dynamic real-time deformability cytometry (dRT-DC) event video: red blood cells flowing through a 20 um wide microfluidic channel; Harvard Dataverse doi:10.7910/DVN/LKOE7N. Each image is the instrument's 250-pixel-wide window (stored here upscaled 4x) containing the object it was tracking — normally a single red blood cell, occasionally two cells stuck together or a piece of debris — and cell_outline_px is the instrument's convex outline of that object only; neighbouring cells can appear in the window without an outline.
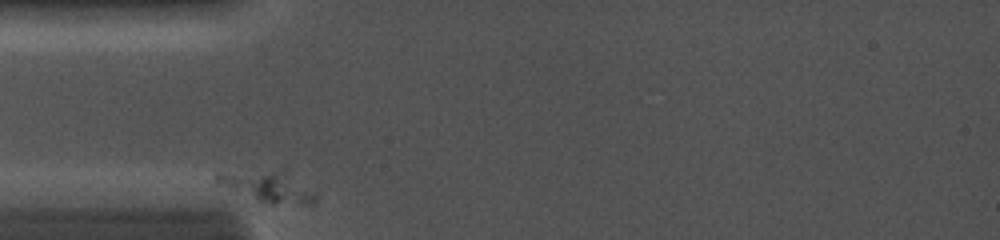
{"species": "common noctule bat (a hibernating species)", "species_latin": "Nyctalus noctula", "temperature_condition": "cold", "stored_images_in_passage": 31, "camera_frame_rate_fps": 5000, "um_per_image_px": 0.085, "animal": {"sex": "female", "body_mass_g": 19.0, "forearm_length_mm": 56.7}, "frame": {"image": 1, "passage_image": 1, "time_ms": 0.0, "image_size_px": [1000, 240], "cell_outline_px": [[320, 196], [312, 204], [272, 204], [260, 200], [212, 180], [212, 176], [216, 172], [284, 168], [316, 192]], "centroid_in_image_um": [22.84, 15.79], "position_along_channel_um": 62.2, "area_um2": 18.15}}
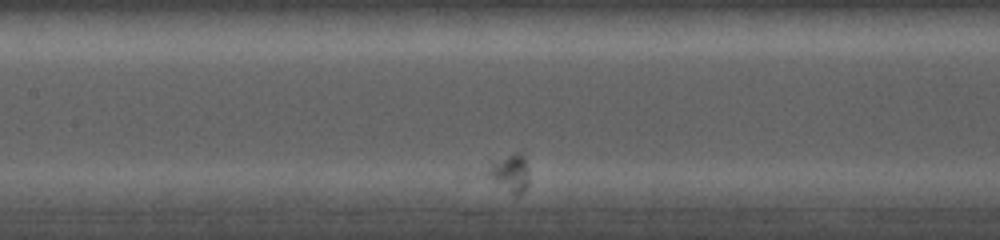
{"frame": {"image": 2, "passage_image": 12, "time_ms": 3.0, "image_size_px": [1000, 240], "cell_outline_px": [[528, 188], [516, 196], [456, 184], [456, 176], [516, 152], [520, 152], [524, 156], [528, 168]], "centroid_in_image_um": [42.42, 14.94], "position_along_channel_um": 165.0, "area_um2": 14.39}}
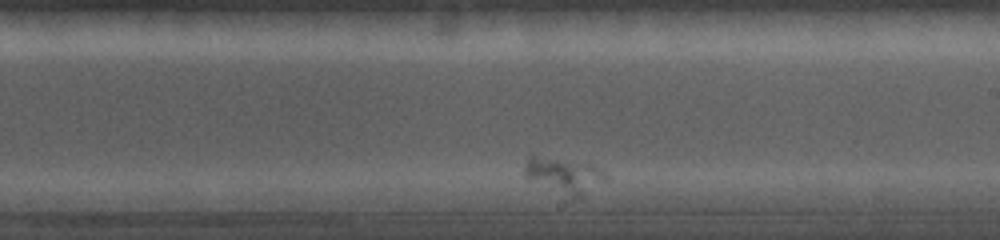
{"frame": {"image": 3, "passage_image": 20, "time_ms": 5.2, "image_size_px": [1000, 240], "cell_outline_px": [[608, 180], [584, 196], [576, 200], [572, 200], [528, 180], [524, 176], [524, 168], [528, 160], [532, 156], [536, 156], [592, 164], [604, 168], [608, 172]], "centroid_in_image_um": [48.04, 14.97], "position_along_channel_um": 241.0, "area_um2": 17.51}}